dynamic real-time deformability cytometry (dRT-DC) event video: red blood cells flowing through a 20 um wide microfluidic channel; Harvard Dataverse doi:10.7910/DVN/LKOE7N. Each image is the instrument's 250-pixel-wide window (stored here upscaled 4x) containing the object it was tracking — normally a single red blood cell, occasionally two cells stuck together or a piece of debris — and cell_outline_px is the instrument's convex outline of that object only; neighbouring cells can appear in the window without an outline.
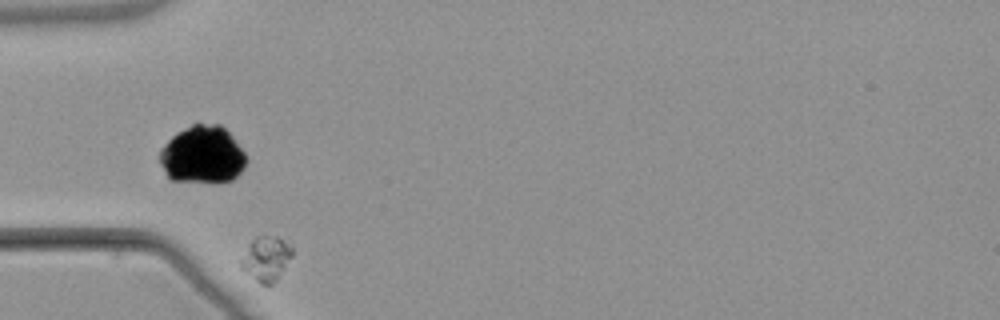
{"species": "common noctule bat (a hibernating species)", "species_latin": "Nyctalus noctula", "temperature_condition": "warm", "stored_images_in_passage": 5, "segment_of_instrument_passage": [2, 2], "camera_frame_rate_fps": 3000, "um_per_image_px": 0.085, "animal": {"sex": "male", "body_mass_g": 21.5, "forearm_length_mm": 52.0}, "frame": {"image": 1, "passage_image": 4, "time_ms": 3.667, "image_size_px": [1000, 320], "cell_outline_px": [[292, 256], [276, 280], [272, 284], [260, 284], [244, 272], [240, 268], [240, 260], [252, 240], [256, 236], [276, 236], [292, 244]], "centroid_in_image_um": [22.62, 21.98], "position_along_channel_um": 62.4, "area_um2": 13.29}}
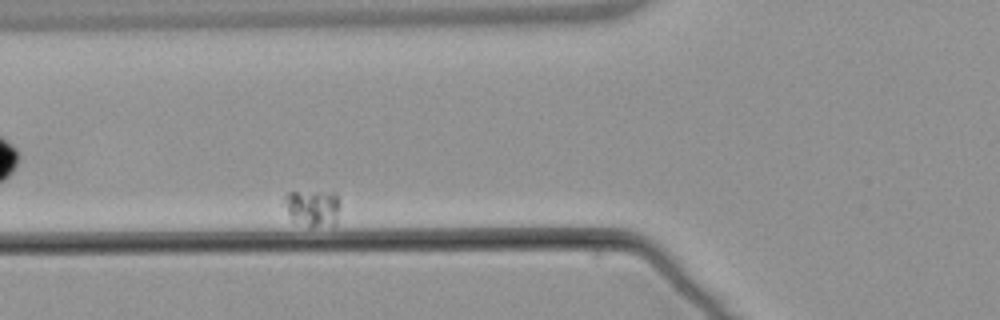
{"frame": {"image": 2, "passage_image": 5, "time_ms": 5.333, "image_size_px": [1000, 320], "cell_outline_px": [[340, 208], [336, 224], [308, 224], [292, 216], [288, 212], [284, 200], [284, 196], [288, 192], [336, 192], [340, 200]], "centroid_in_image_um": [26.66, 17.58], "position_along_channel_um": 99.1, "area_um2": 11.27}}